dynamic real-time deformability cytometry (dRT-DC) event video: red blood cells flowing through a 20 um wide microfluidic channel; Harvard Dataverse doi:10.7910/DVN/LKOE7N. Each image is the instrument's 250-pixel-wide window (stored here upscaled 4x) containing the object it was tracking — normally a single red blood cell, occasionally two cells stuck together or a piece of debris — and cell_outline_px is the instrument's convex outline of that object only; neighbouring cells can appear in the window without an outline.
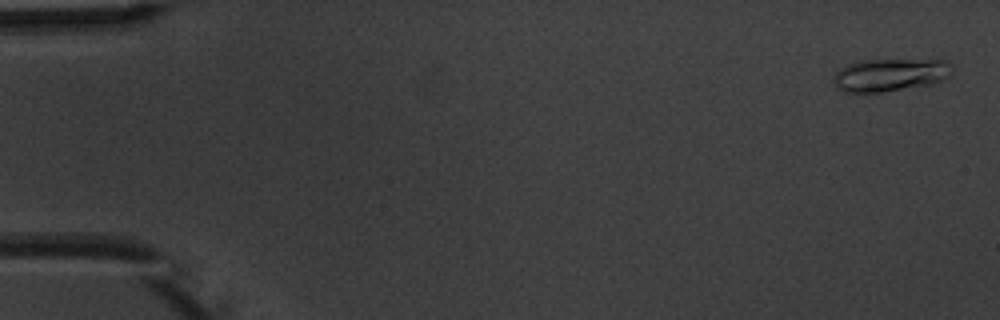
{"species": "common noctule bat (a hibernating species)", "species_latin": "Nyctalus noctula", "temperature_condition": "warm", "stored_images_in_passage": 3, "camera_frame_rate_fps": 3000, "um_per_image_px": 0.085, "animal": {"sex": "male", "body_mass_g": 20.1, "forearm_length_mm": 53.5}, "frame": {"image": 1, "passage_image": 1, "time_ms": 0.0, "image_size_px": [1000, 320], "cell_outline_px": [[952, 68], [948, 76], [932, 84], [880, 92], [844, 92], [836, 88], [832, 80], [832, 76], [840, 68], [848, 64], [864, 60], [944, 60]], "centroid_in_image_um": [75.58, 6.37], "position_along_channel_um": 9.4, "area_um2": 22.43}}